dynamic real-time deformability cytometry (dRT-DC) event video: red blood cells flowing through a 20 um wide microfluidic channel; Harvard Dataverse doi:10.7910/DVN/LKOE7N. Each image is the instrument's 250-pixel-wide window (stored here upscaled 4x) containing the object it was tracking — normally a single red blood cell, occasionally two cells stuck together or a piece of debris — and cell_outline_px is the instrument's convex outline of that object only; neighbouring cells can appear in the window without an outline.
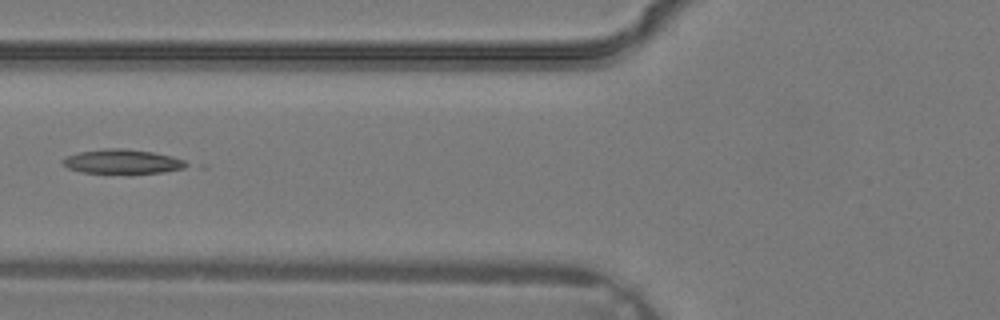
{"species": "common noctule bat (a hibernating species)", "species_latin": "Nyctalus noctula", "temperature_condition": "warm", "stored_images_in_passage": 3, "camera_frame_rate_fps": 3000, "um_per_image_px": 0.085, "animal": {"sex": "male", "body_mass_g": 19.2, "forearm_length_mm": 51.8}, "frame": {"image": 1, "passage_image": 3, "time_ms": 0.667, "image_size_px": [1000, 320], "cell_outline_px": [[192, 164], [184, 168], [164, 172], [132, 176], [128, 176], [84, 172], [68, 168], [60, 160], [64, 156], [80, 152], [108, 148], [124, 148], [152, 152], [172, 156], [184, 160]], "centroid_in_image_um": [10.44, 13.78], "position_along_channel_um": 115.4, "area_um2": 18.44}}